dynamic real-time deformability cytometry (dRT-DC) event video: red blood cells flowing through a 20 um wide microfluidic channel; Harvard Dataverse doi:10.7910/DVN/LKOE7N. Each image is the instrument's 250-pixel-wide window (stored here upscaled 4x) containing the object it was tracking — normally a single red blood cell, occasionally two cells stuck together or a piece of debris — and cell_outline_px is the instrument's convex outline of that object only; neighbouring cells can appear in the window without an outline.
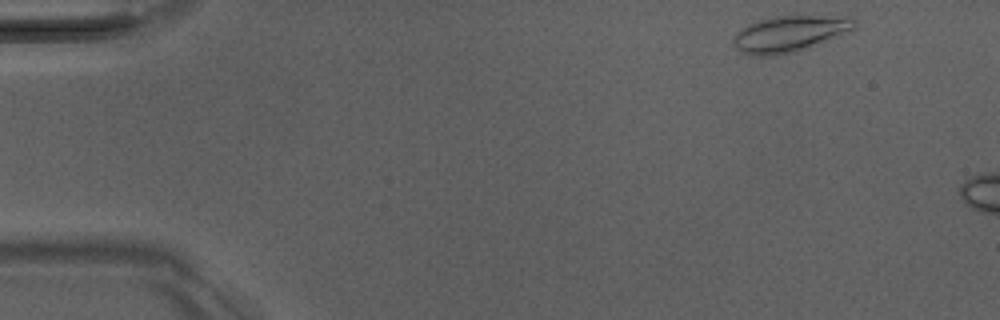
{"species": "Egyptian fruit bat (a non-hibernating species)", "species_latin": "Rousettus aegyptiacus", "temperature_condition": "room temperature", "stored_images_in_passage": 8, "camera_frame_rate_fps": 3000, "um_per_image_px": 0.085, "animal": {"sex": "male"}, "frame": {"image": 1, "passage_image": 1, "time_ms": 0.0, "image_size_px": [1000, 320], "cell_outline_px": [[856, 28], [852, 32], [792, 52], [768, 56], [756, 56], [740, 52], [732, 44], [732, 40], [748, 24], [760, 20], [776, 16], [852, 16], [856, 20]], "centroid_in_image_um": [67.19, 2.86], "position_along_channel_um": 17.8, "area_um2": 25.32}}